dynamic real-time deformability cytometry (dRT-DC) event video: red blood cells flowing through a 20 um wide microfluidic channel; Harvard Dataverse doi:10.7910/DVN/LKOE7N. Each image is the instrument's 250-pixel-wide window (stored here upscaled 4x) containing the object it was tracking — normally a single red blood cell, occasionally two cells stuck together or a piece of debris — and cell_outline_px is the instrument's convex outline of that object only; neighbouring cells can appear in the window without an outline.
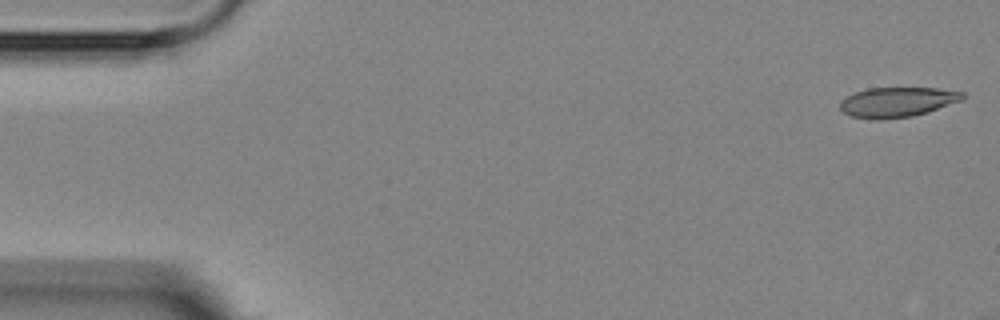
{"species": "Egyptian fruit bat (a non-hibernating species)", "species_latin": "Rousettus aegyptiacus", "temperature_condition": "room temperature", "stored_images_in_passage": 5, "camera_frame_rate_fps": 3000, "um_per_image_px": 0.085, "animal": {"sex": "female"}, "frame": {"image": 1, "passage_image": 1, "time_ms": 0.0, "image_size_px": [1000, 320], "cell_outline_px": [[964, 100], [928, 112], [912, 116], [880, 120], [872, 120], [852, 116], [844, 112], [840, 108], [840, 100], [856, 92], [868, 88], [936, 88], [964, 92]], "centroid_in_image_um": [76.29, 8.68], "position_along_channel_um": 8.7, "area_um2": 21.44}}